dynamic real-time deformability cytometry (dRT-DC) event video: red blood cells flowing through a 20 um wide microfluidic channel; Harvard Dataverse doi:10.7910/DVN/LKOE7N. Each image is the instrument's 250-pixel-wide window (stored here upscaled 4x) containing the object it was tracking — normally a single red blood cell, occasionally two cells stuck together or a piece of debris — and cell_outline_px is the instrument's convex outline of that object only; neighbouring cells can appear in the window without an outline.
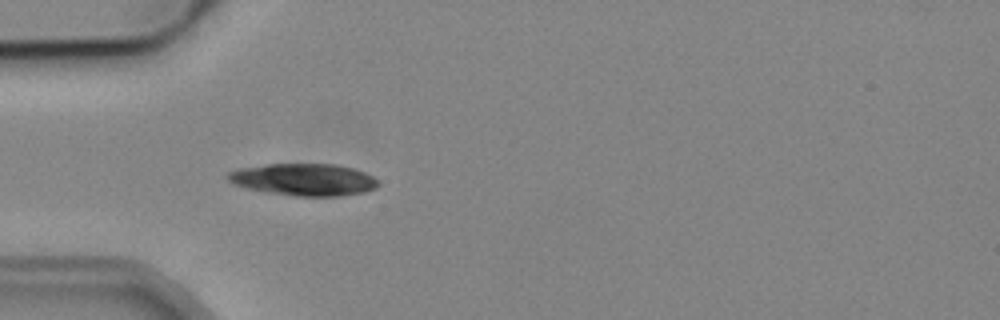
{"species": "common noctule bat (a hibernating species)", "species_latin": "Nyctalus noctula", "temperature_condition": "cold", "stored_images_in_passage": 3, "camera_frame_rate_fps": 3000, "um_per_image_px": 0.085, "animal": {"sex": "male", "body_mass_g": 19.2, "forearm_length_mm": 51.8}, "frame": {"image": 1, "passage_image": 3, "time_ms": 2.333, "image_size_px": [1000, 320], "cell_outline_px": [[380, 184], [376, 188], [364, 192], [340, 196], [296, 196], [268, 192], [248, 188], [236, 184], [228, 180], [224, 176], [228, 172], [240, 168], [268, 164], [336, 164], [352, 168], [364, 172], [372, 176]], "centroid_in_image_um": [25.83, 15.26], "position_along_channel_um": 59.2, "area_um2": 27.98}}